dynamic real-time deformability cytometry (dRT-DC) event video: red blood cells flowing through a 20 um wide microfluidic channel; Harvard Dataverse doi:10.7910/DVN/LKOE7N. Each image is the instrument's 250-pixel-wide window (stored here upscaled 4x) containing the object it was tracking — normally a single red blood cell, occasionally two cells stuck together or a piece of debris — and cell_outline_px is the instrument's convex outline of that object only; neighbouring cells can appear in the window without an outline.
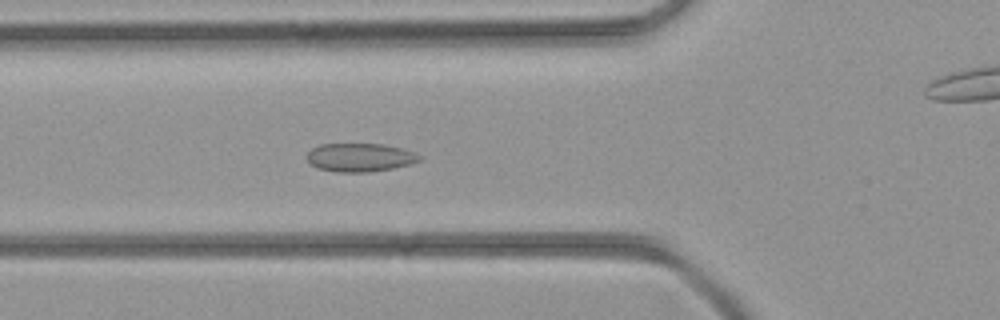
{"species": "common noctule bat (a hibernating species)", "species_latin": "Nyctalus noctula", "temperature_condition": "room temperature", "stored_images_in_passage": 44, "camera_frame_rate_fps": 3000, "um_per_image_px": 0.085, "animal": {"sex": "female", "body_mass_g": 21.9}, "frame": {"image": 1, "passage_image": 15, "time_ms": 4.667, "image_size_px": [1000, 320], "cell_outline_px": [[424, 156], [420, 160], [412, 164], [392, 168], [368, 172], [336, 172], [316, 168], [304, 156], [312, 148], [320, 144], [380, 144], [400, 148], [416, 152]], "centroid_in_image_um": [30.6, 13.38], "position_along_channel_um": 95.2, "area_um2": 18.79}}
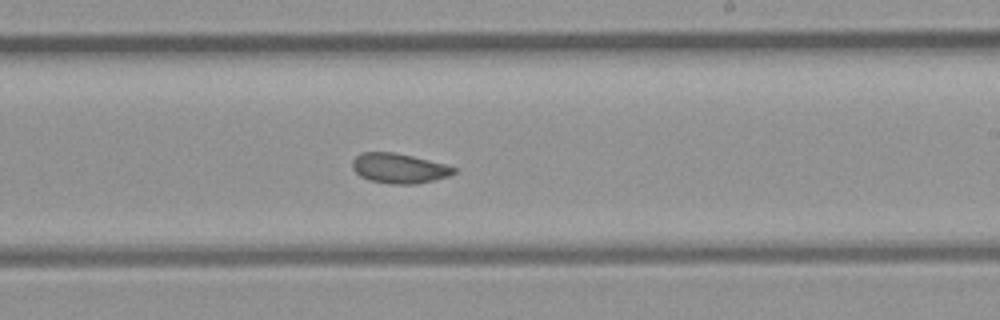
{"frame": {"image": 2, "passage_image": 25, "time_ms": 8.0, "image_size_px": [1000, 320], "cell_outline_px": [[456, 172], [448, 176], [416, 184], [392, 184], [368, 180], [360, 176], [352, 168], [352, 160], [360, 152], [392, 152], [412, 156], [444, 164], [456, 168]], "centroid_in_image_um": [33.88, 14.3], "position_along_channel_um": 255.1, "area_um2": 17.57}}
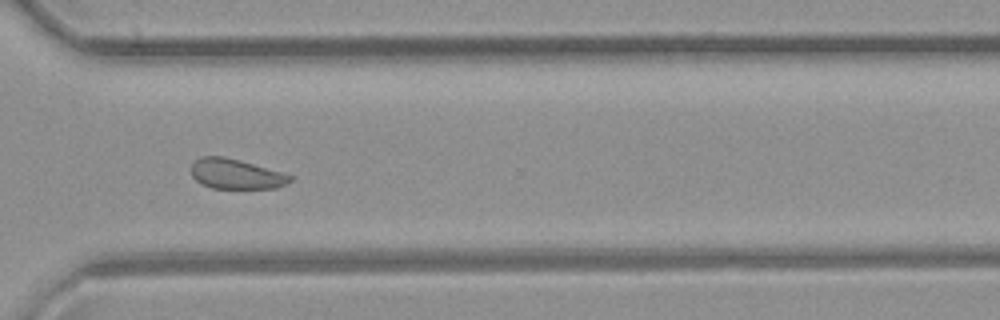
{"frame": {"image": 3, "passage_image": 31, "time_ms": 10.0, "image_size_px": [1000, 320], "cell_outline_px": [[292, 180], [276, 188], [212, 188], [200, 184], [192, 176], [192, 164], [200, 156], [224, 156], [240, 160], [280, 172], [292, 176]], "centroid_in_image_um": [20.01, 14.79], "position_along_channel_um": 350.6, "area_um2": 17.11}}